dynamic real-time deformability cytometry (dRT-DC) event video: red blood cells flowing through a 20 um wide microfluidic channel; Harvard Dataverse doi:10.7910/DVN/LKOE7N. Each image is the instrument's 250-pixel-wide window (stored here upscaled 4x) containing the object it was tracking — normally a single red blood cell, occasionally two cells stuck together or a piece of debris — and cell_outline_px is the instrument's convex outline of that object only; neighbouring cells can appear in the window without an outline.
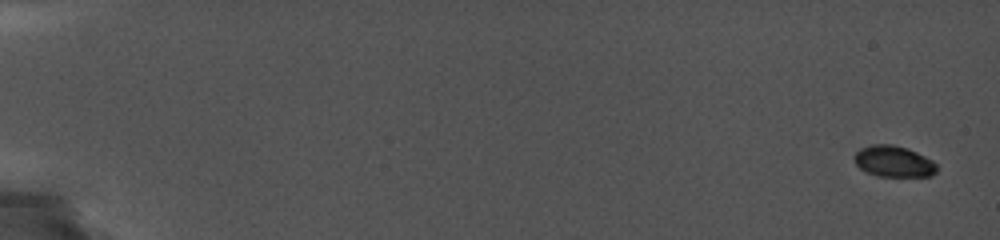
{"species": "common noctule bat (a hibernating species)", "species_latin": "Nyctalus noctula", "temperature_condition": "cold", "stored_images_in_passage": 39, "camera_frame_rate_fps": 5000, "um_per_image_px": 0.085, "animal": {"sex": "female", "body_mass_g": 19.0, "forearm_length_mm": 56.7}, "frame": {"image": 1, "passage_image": 1, "time_ms": 0.0, "image_size_px": [1000, 240], "cell_outline_px": [[936, 172], [932, 176], [876, 176], [860, 168], [856, 164], [856, 152], [860, 148], [872, 144], [892, 144], [908, 148], [932, 160], [936, 164]], "centroid_in_image_um": [75.98, 13.71], "position_along_channel_um": 9.0, "area_um2": 14.85}}
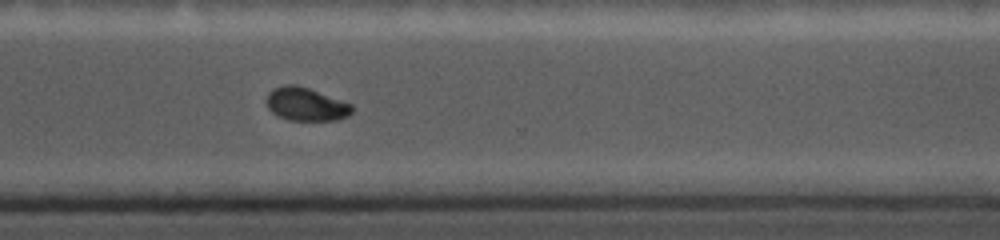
{"frame": {"image": 2, "passage_image": 36, "time_ms": 14.2, "image_size_px": [1000, 240], "cell_outline_px": [[352, 112], [348, 116], [336, 120], [288, 120], [272, 112], [268, 108], [268, 92], [284, 84], [296, 84], [308, 88], [352, 104]], "centroid_in_image_um": [26.02, 8.86], "position_along_channel_um": 344.6, "area_um2": 16.3}}
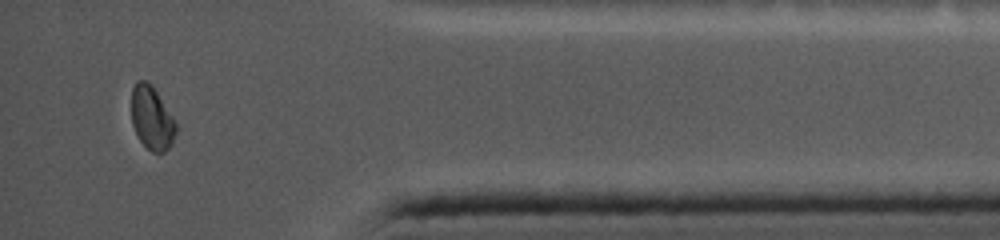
{"frame": {"image": 3, "passage_image": 39, "time_ms": 16.6, "image_size_px": [1000, 240], "cell_outline_px": [[176, 132], [168, 148], [164, 152], [152, 152], [140, 140], [132, 124], [132, 88], [136, 80], [148, 80], [152, 84], [172, 116], [176, 124]], "centroid_in_image_um": [12.89, 9.99], "position_along_channel_um": 422.3, "area_um2": 16.24}, "authors_computed_cell_mechanics": {"area_um2": 17.2822, "velocity_mm_per_s": 3.7452, "shape_relaxation_time_tau1_ms": 4.1071, "shape_relaxation_time_tau2_ms": 0.702, "deformation_change_tau1": 0.0952, "deformation_change_tau2": 0.0256}}